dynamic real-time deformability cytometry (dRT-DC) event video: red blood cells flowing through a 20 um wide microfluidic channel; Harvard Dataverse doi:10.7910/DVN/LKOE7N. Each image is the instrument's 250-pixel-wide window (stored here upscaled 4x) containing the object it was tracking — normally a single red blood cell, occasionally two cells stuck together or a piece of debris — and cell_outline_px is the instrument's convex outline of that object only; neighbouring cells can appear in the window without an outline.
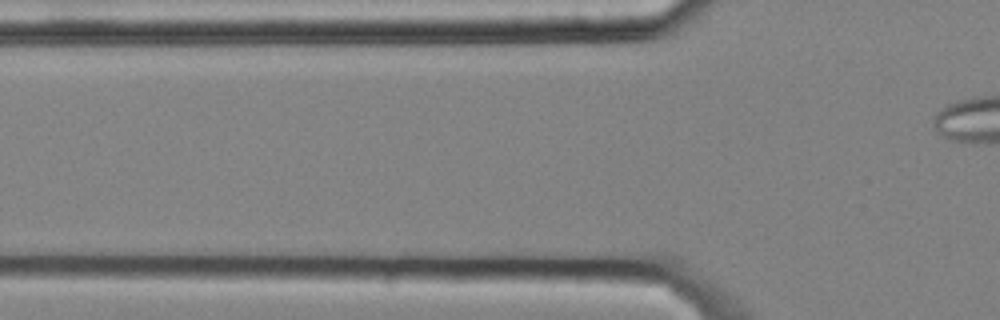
{"species": "common noctule bat (a hibernating species)", "species_latin": "Nyctalus noctula", "temperature_condition": "cold", "stored_images_in_passage": 3, "camera_frame_rate_fps": 3000, "um_per_image_px": 0.085, "animal": {"sex": "male", "body_mass_g": 20.4}, "frame": {"image": 1, "passage_image": 3, "time_ms": 0.667, "image_size_px": [1000, 320], "cell_outline_px": [[616, 236], [600, 244], [444, 236], [440, 232], [448, 228], [544, 228], [608, 232]], "centroid_in_image_um": [45.24, 19.94], "position_along_channel_um": 80.6, "area_um2": 13.7}}